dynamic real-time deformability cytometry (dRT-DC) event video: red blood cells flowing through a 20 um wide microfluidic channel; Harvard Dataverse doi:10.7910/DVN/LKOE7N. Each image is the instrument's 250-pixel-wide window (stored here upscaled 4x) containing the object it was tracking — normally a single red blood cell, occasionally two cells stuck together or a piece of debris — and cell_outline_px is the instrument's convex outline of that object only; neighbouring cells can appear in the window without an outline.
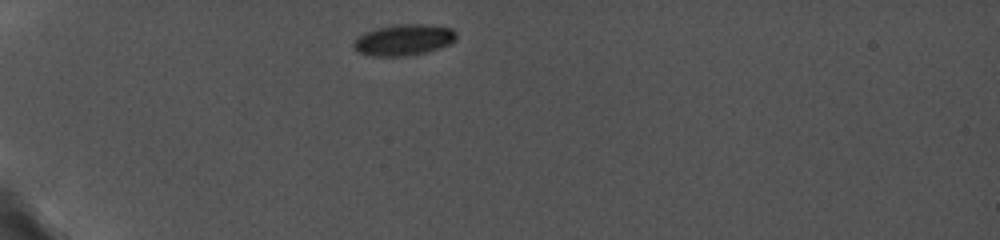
{"species": "common noctule bat (a hibernating species)", "species_latin": "Nyctalus noctula", "temperature_condition": "cold", "stored_images_in_passage": 21, "camera_frame_rate_fps": 5000, "um_per_image_px": 0.085, "animal": {"sex": "female", "body_mass_g": 19.0, "forearm_length_mm": 56.7}, "frame": {"image": 1, "passage_image": 1, "time_ms": 0.0, "image_size_px": [1000, 240], "cell_outline_px": [[456, 36], [448, 44], [440, 48], [428, 52], [412, 56], [372, 56], [356, 52], [352, 44], [364, 32], [376, 28], [396, 24], [424, 24], [452, 28], [456, 32]], "centroid_in_image_um": [34.29, 3.4], "position_along_channel_um": 50.7, "area_um2": 18.73}}
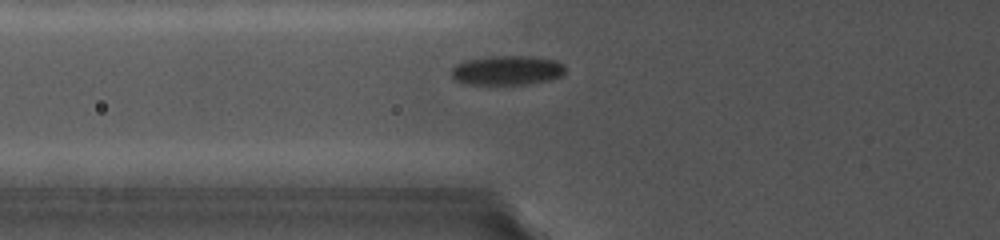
{"frame": {"image": 2, "passage_image": 11, "time_ms": 1.8, "image_size_px": [1000, 240], "cell_outline_px": [[564, 72], [560, 76], [548, 80], [524, 84], [468, 84], [456, 80], [452, 76], [452, 68], [456, 64], [468, 60], [496, 56], [528, 56], [552, 60], [564, 64]], "centroid_in_image_um": [43.09, 5.98], "position_along_channel_um": 82.7, "area_um2": 19.07}}